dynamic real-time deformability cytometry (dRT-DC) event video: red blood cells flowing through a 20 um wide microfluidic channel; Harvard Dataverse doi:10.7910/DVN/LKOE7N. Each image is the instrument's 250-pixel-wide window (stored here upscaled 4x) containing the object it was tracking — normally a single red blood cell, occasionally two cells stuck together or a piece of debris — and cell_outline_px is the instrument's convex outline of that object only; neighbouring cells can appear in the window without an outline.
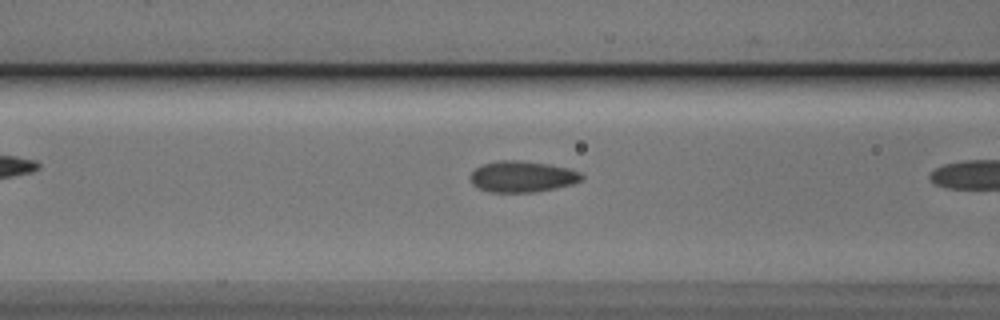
{"species": "Egyptian fruit bat (a non-hibernating species)", "species_latin": "Rousettus aegyptiacus", "temperature_condition": "cold", "stored_images_in_passage": 7, "camera_frame_rate_fps": 3000, "um_per_image_px": 0.085, "animal": {"sex": "male"}, "frame": {"image": 1, "passage_image": 5, "time_ms": 1.333, "image_size_px": [1000, 320], "cell_outline_px": [[584, 176], [580, 180], [572, 184], [556, 188], [536, 192], [488, 192], [472, 184], [468, 176], [476, 168], [484, 164], [500, 160], [520, 160], [548, 164], [568, 168], [580, 172]], "centroid_in_image_um": [44.38, 15.01], "position_along_channel_um": 122.2, "area_um2": 20.23}}